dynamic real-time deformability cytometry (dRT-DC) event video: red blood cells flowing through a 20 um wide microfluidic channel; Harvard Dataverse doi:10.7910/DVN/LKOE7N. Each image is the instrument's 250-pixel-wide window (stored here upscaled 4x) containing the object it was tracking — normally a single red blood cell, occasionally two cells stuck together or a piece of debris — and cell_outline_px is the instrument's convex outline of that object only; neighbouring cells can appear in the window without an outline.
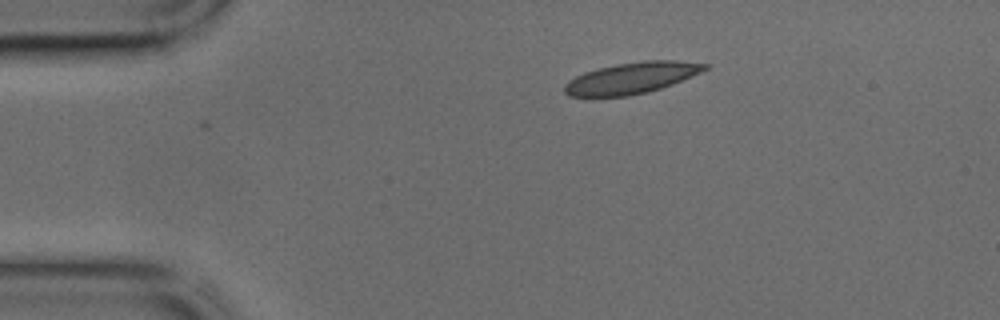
{"species": "common noctule bat (a hibernating species)", "species_latin": "Nyctalus noctula", "temperature_condition": "cold", "stored_images_in_passage": 5, "camera_frame_rate_fps": 3000, "um_per_image_px": 0.085, "animal": {"sex": "male", "body_mass_g": 17.9, "forearm_length_mm": 54.2}, "frame": {"image": 1, "passage_image": 5, "time_ms": 1.333, "image_size_px": [1000, 320], "cell_outline_px": [[712, 64], [708, 68], [700, 72], [672, 84], [648, 92], [628, 96], [568, 96], [564, 92], [564, 84], [568, 80], [584, 72], [596, 68], [616, 64], [644, 60], [676, 60]], "centroid_in_image_um": [53.68, 6.62], "position_along_channel_um": 31.3, "area_um2": 25.61}}